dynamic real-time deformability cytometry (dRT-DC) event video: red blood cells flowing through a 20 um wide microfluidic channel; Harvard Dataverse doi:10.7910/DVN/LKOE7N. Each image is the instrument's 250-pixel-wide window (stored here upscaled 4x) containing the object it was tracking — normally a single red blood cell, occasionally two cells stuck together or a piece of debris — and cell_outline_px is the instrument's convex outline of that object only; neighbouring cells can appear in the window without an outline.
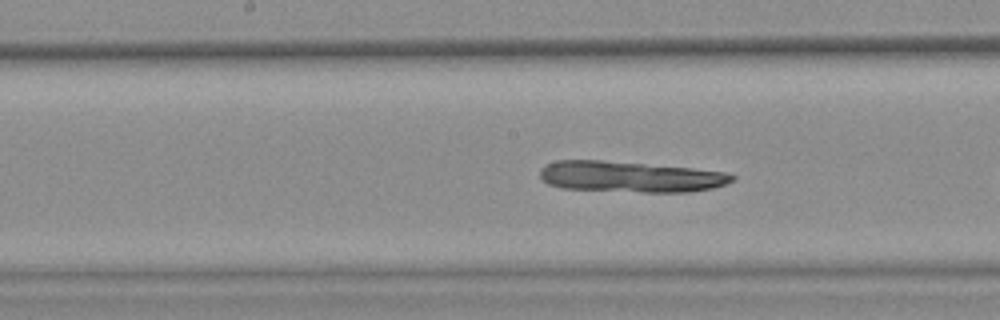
{"species": "common noctule bat (a hibernating species)", "species_latin": "Nyctalus noctula", "temperature_condition": "warm", "stored_images_in_passage": 20, "camera_frame_rate_fps": 3000, "um_per_image_px": 0.085, "animal": {"sex": "female", "body_mass_g": 25.1}, "frame": {"image": 1, "passage_image": 6, "time_ms": 1.667, "image_size_px": [1000, 320], "cell_outline_px": [[736, 180], [712, 188], [688, 192], [644, 192], [560, 188], [548, 184], [540, 176], [540, 168], [556, 160], [604, 160], [692, 168], [724, 172], [736, 176]], "centroid_in_image_um": [53.56, 15.02], "position_along_channel_um": 194.6, "area_um2": 34.62}}